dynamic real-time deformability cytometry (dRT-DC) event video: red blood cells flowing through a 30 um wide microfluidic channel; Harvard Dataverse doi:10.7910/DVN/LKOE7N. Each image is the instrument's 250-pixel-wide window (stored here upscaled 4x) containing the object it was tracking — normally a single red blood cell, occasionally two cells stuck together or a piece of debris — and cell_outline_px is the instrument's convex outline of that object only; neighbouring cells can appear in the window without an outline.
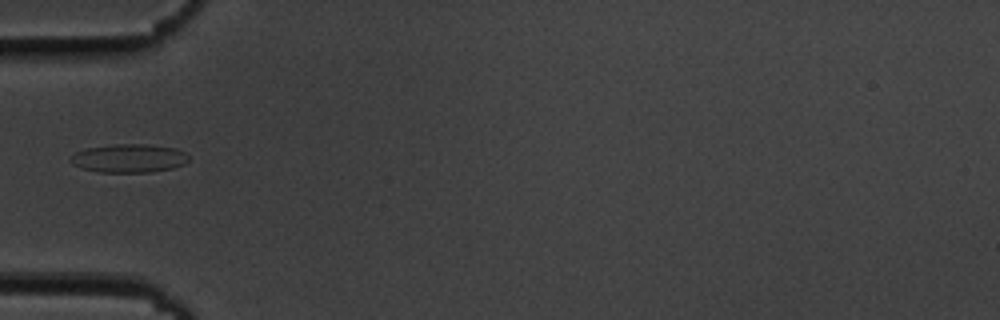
{"species": "common noctule bat (a hibernating species)", "species_latin": "Nyctalus noctula", "temperature_condition": "cold", "stored_images_in_passage": 37, "camera_frame_rate_fps": 3000, "um_per_image_px": 0.085, "animal": {"sex": "male", "body_mass_g": 19.5, "forearm_length_mm": 54.6}, "frame": {"image": 1, "passage_image": 1, "time_ms": 0.0, "image_size_px": [1000, 320], "cell_outline_px": [[188, 160], [184, 164], [172, 168], [152, 172], [100, 172], [80, 168], [72, 164], [68, 160], [76, 152], [88, 148], [112, 144], [144, 144], [176, 148], [184, 152], [188, 156]], "centroid_in_image_um": [10.95, 13.45], "position_along_channel_um": 74.1, "area_um2": 19.59}}
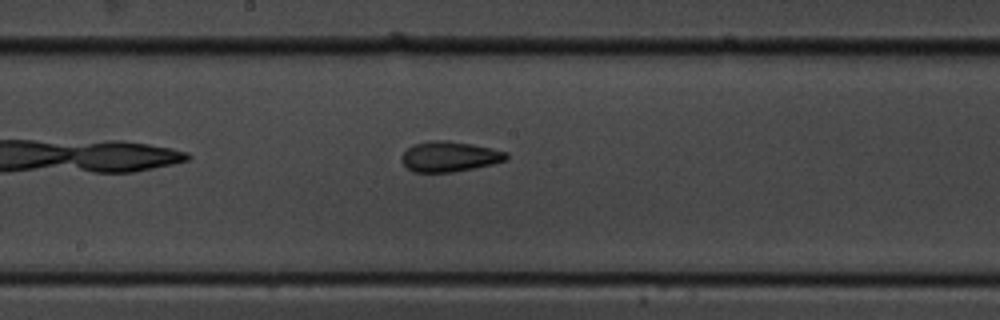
{"frame": {"image": 2, "passage_image": 12, "time_ms": 3.667, "image_size_px": [1000, 320], "cell_outline_px": [[508, 156], [504, 160], [492, 164], [452, 172], [412, 172], [404, 164], [400, 156], [412, 144], [432, 140], [448, 140], [472, 144], [508, 152]], "centroid_in_image_um": [38.17, 13.3], "position_along_channel_um": 210.0, "area_um2": 18.38}}
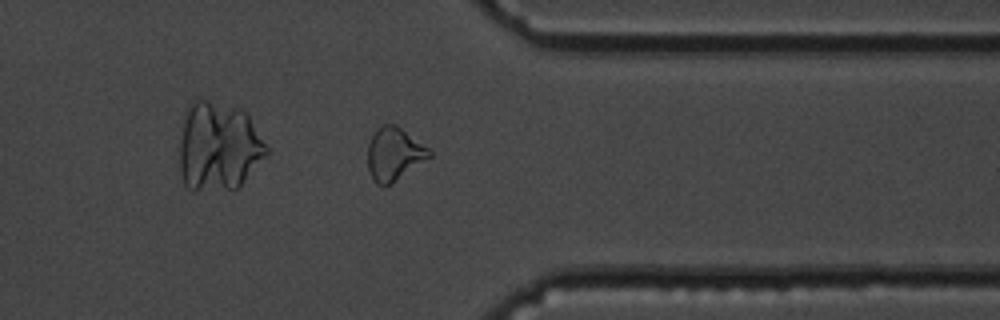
{"frame": {"image": 3, "passage_image": 26, "time_ms": 8.333, "image_size_px": [1000, 320], "cell_outline_px": [[432, 156], [388, 184], [376, 184], [372, 180], [368, 168], [368, 144], [376, 128], [384, 124], [396, 124], [428, 148], [432, 152]], "centroid_in_image_um": [33.47, 13.06], "position_along_channel_um": 377.9, "area_um2": 18.61}}